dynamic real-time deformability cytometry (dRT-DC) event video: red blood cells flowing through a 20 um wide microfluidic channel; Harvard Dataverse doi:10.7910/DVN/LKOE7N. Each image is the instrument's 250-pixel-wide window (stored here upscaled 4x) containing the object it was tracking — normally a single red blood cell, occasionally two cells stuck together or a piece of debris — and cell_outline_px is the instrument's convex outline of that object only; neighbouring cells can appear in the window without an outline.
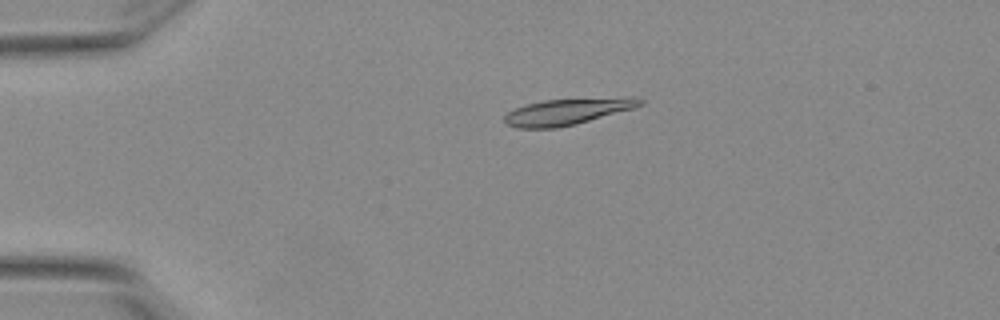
{"species": "Egyptian fruit bat (a non-hibernating species)", "species_latin": "Rousettus aegyptiacus", "temperature_condition": "warm", "stored_images_in_passage": 4, "camera_frame_rate_fps": 3000, "um_per_image_px": 0.085, "animal": {"sex": "female"}, "frame": {"image": 1, "passage_image": 3, "time_ms": 0.667, "image_size_px": [1000, 320], "cell_outline_px": [[644, 104], [636, 108], [576, 124], [556, 128], [516, 128], [508, 124], [504, 120], [504, 116], [508, 112], [516, 108], [528, 104], [544, 100], [628, 96], [632, 96], [644, 100]], "centroid_in_image_um": [48.32, 9.47], "position_along_channel_um": 36.7, "area_um2": 21.04}}